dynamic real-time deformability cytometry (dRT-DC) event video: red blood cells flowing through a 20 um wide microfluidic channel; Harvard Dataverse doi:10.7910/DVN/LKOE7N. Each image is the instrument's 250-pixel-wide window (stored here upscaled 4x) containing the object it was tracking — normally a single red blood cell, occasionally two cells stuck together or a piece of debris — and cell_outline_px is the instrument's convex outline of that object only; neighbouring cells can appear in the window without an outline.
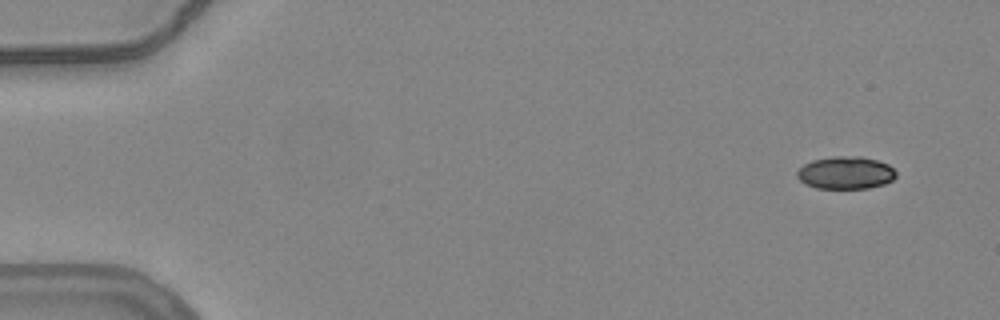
{"species": "common noctule bat (a hibernating species)", "species_latin": "Nyctalus noctula", "temperature_condition": "warm", "stored_images_in_passage": 15, "camera_frame_rate_fps": 3000, "um_per_image_px": 0.085, "animal": {"sex": "female", "body_mass_g": 24.6, "forearm_length_mm": 56.2}, "frame": {"image": 1, "passage_image": 1, "time_ms": 0.0, "image_size_px": [1000, 320], "cell_outline_px": [[896, 176], [892, 180], [884, 184], [868, 188], [816, 188], [804, 184], [796, 176], [796, 172], [804, 164], [812, 160], [832, 156], [860, 156], [876, 160], [888, 164], [896, 172]], "centroid_in_image_um": [71.86, 14.68], "position_along_channel_um": 13.1, "area_um2": 18.84}}
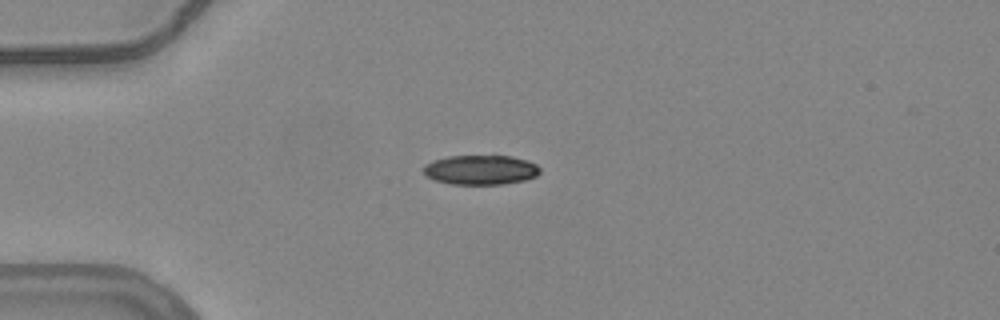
{"frame": {"image": 2, "passage_image": 12, "time_ms": 3.667, "image_size_px": [1000, 320], "cell_outline_px": [[540, 172], [536, 176], [524, 180], [504, 184], [452, 184], [436, 180], [428, 176], [424, 172], [424, 164], [432, 160], [448, 156], [512, 156], [528, 160], [536, 164], [540, 168]], "centroid_in_image_um": [40.87, 14.43], "position_along_channel_um": 44.1, "area_um2": 20.06}}